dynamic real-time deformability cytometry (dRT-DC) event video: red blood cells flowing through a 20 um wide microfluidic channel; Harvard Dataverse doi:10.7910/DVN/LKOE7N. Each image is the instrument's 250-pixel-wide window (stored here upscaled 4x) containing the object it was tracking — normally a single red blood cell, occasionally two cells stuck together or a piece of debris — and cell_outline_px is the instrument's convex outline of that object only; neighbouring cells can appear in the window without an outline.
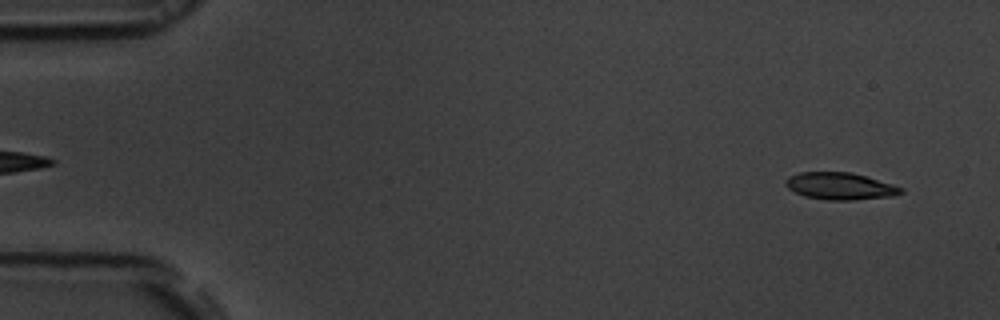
{"species": "common noctule bat (a hibernating species)", "species_latin": "Nyctalus noctula", "temperature_condition": "room temperature", "stored_images_in_passage": 54, "camera_frame_rate_fps": 3000, "um_per_image_px": 0.085, "animal": {"sex": "male", "body_mass_g": 19.5, "forearm_length_mm": 54.6}, "frame": {"image": 1, "passage_image": 3, "time_ms": 0.667, "image_size_px": [1000, 320], "cell_outline_px": [[904, 192], [892, 196], [852, 200], [828, 200], [804, 196], [788, 188], [784, 184], [784, 180], [788, 176], [800, 172], [852, 172], [892, 184], [904, 188]], "centroid_in_image_um": [71.39, 15.81], "position_along_channel_um": 13.6, "area_um2": 18.21}}
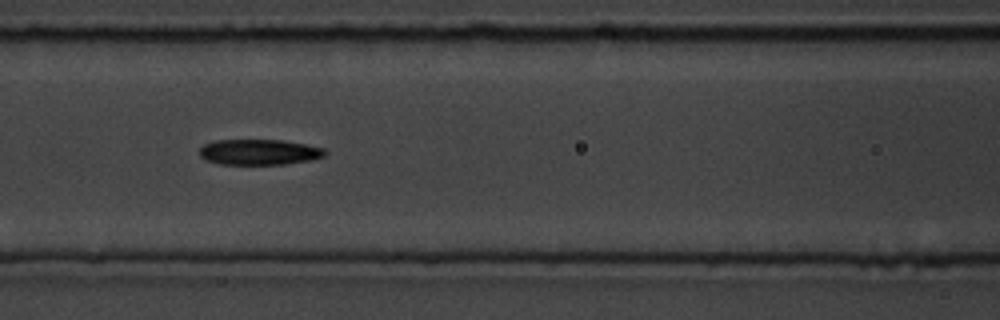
{"frame": {"image": 2, "passage_image": 23, "time_ms": 7.333, "image_size_px": [1000, 320], "cell_outline_px": [[328, 152], [324, 156], [308, 160], [284, 164], [220, 164], [204, 160], [200, 156], [200, 148], [204, 144], [216, 140], [280, 140], [304, 144], [324, 148]], "centroid_in_image_um": [22.0, 12.92], "position_along_channel_um": 144.6, "area_um2": 18.61}}
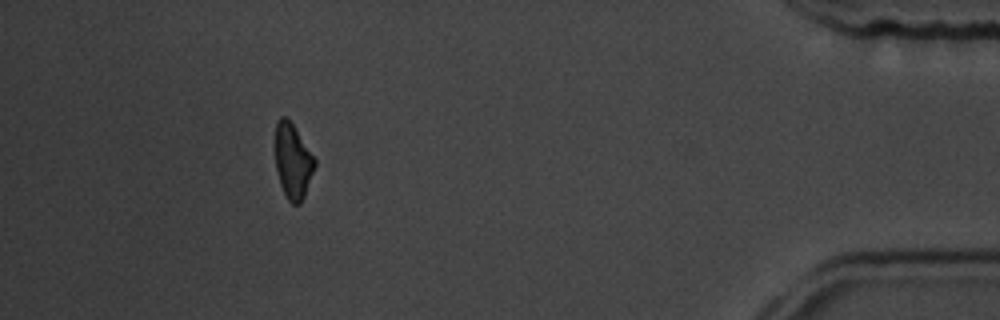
{"frame": {"image": 3, "passage_image": 49, "time_ms": 16.0, "image_size_px": [1000, 320], "cell_outline_px": [[316, 164], [304, 196], [300, 204], [292, 204], [288, 200], [280, 184], [276, 168], [276, 124], [280, 116], [288, 116], [316, 160]], "centroid_in_image_um": [24.89, 13.68], "position_along_channel_um": 410.3, "area_um2": 17.11}, "authors_computed_cell_mechanics": {"area_um2": 18.496, "velocity_mm_per_s": 3.7306, "shape_relaxation_time_tau1_ms": 3.1701, "shape_relaxation_time_tau2_ms": 2.1352, "deformation_change_tau1": 0.1191, "deformation_change_tau2": 0.0967}}